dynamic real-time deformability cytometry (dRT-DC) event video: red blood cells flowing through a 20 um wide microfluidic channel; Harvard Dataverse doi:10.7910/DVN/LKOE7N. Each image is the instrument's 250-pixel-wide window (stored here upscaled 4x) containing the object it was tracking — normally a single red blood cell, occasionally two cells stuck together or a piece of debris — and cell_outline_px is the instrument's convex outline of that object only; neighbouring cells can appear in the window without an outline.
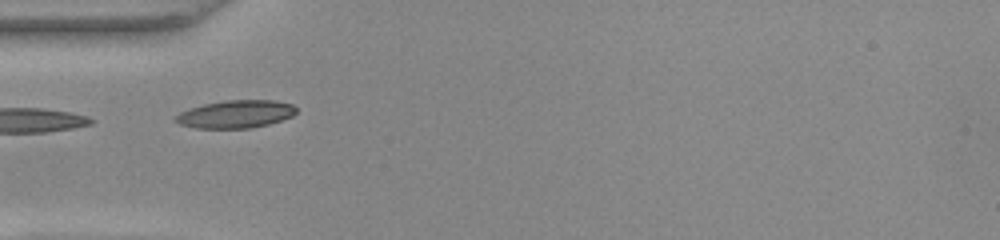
{"species": "common noctule bat (a hibernating species)", "species_latin": "Nyctalus noctula", "temperature_condition": "warm", "stored_images_in_passage": 14, "camera_frame_rate_fps": 3000, "um_per_image_px": 0.085, "animal": {"sex": "female", "body_mass_g": 22.0, "forearm_length_mm": 56.7}, "frame": {"image": 1, "passage_image": 1, "time_ms": 0.0, "image_size_px": [1000, 240], "cell_outline_px": [[296, 112], [292, 116], [268, 124], [252, 128], [196, 128], [180, 124], [172, 120], [180, 112], [188, 108], [204, 104], [228, 100], [272, 100], [292, 104], [296, 108]], "centroid_in_image_um": [20.0, 9.7], "position_along_channel_um": 65.0, "area_um2": 19.48}}